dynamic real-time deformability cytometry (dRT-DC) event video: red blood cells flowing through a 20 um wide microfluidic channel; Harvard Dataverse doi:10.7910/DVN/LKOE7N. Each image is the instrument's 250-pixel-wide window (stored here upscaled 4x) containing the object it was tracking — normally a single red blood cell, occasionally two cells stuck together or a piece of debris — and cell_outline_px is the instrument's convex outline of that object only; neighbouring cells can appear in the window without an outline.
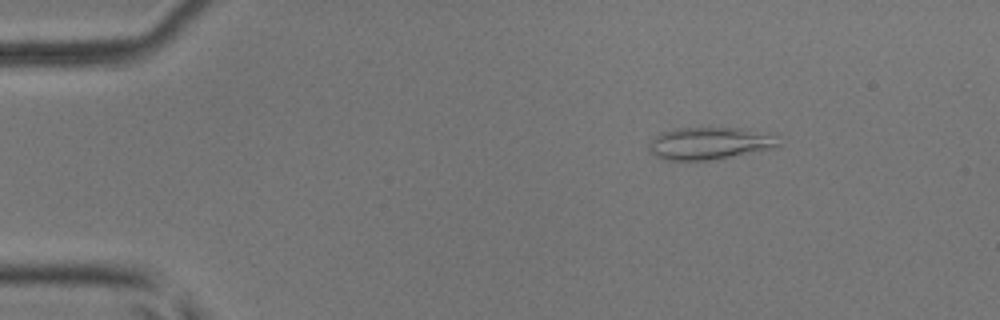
{"species": "common noctule bat (a hibernating species)", "species_latin": "Nyctalus noctula", "temperature_condition": "room temperature", "stored_images_in_passage": 5, "camera_frame_rate_fps": 3000, "um_per_image_px": 0.085, "animal": {"sex": "male", "body_mass_g": 17.9, "forearm_length_mm": 54.2}, "frame": {"image": 1, "passage_image": 3, "time_ms": 0.667, "image_size_px": [1000, 320], "cell_outline_px": [[780, 148], [716, 160], [664, 160], [648, 152], [648, 144], [660, 132], [672, 128], [744, 128], [776, 132], [780, 144]], "centroid_in_image_um": [60.43, 12.18], "position_along_channel_um": 24.6, "area_um2": 25.49}}